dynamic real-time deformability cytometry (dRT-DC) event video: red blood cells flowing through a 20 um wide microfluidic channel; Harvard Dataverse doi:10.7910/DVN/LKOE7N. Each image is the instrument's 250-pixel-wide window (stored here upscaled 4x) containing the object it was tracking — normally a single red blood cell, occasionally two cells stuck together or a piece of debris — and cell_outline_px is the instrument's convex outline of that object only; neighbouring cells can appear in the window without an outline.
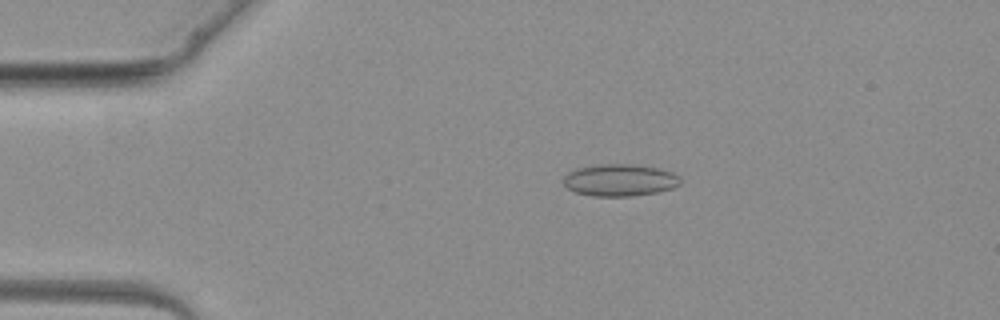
{"species": "common noctule bat (a hibernating species)", "species_latin": "Nyctalus noctula", "temperature_condition": "warm", "stored_images_in_passage": 4, "camera_frame_rate_fps": 3000, "um_per_image_px": 0.085, "animal": {"sex": "female", "body_mass_g": 19.3, "forearm_length_mm": 54.1}, "frame": {"image": 1, "passage_image": 3, "time_ms": 2.333, "image_size_px": [1000, 320], "cell_outline_px": [[680, 184], [672, 188], [656, 192], [632, 196], [592, 196], [576, 192], [568, 188], [564, 184], [564, 176], [568, 172], [576, 168], [596, 164], [632, 164], [660, 168], [672, 172], [680, 176]], "centroid_in_image_um": [52.68, 15.3], "position_along_channel_um": 32.3, "area_um2": 21.91}}